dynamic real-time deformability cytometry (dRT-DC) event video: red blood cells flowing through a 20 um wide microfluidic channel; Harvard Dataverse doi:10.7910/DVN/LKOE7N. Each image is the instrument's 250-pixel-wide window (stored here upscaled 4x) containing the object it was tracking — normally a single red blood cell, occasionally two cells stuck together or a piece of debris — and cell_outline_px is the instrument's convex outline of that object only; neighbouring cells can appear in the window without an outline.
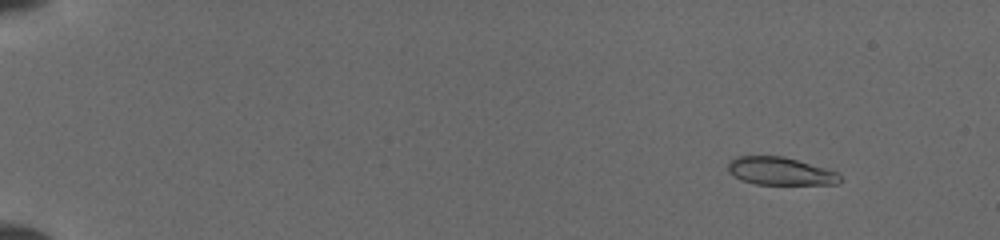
{"species": "common noctule bat (a hibernating species)", "species_latin": "Nyctalus noctula", "temperature_condition": "cold", "stored_images_in_passage": 7, "camera_frame_rate_fps": 3000, "um_per_image_px": 0.085, "animal": {"sex": "female", "body_mass_g": 19.5, "forearm_length_mm": 54.1}, "frame": {"image": 1, "passage_image": 2, "time_ms": 0.667, "image_size_px": [1000, 240], "cell_outline_px": [[840, 180], [836, 184], [756, 184], [740, 180], [728, 172], [728, 160], [736, 156], [784, 156], [824, 168], [836, 172], [840, 176]], "centroid_in_image_um": [66.25, 14.54], "position_along_channel_um": 18.8, "area_um2": 18.09}}
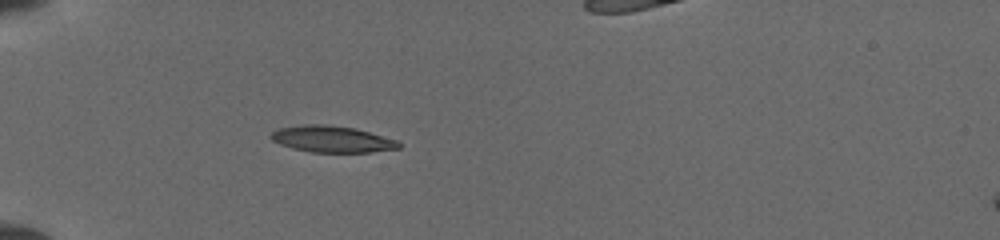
{"frame": {"image": 2, "passage_image": 7, "time_ms": 4.667, "image_size_px": [1000, 240], "cell_outline_px": [[400, 148], [372, 152], [312, 152], [292, 148], [280, 144], [272, 140], [268, 136], [276, 128], [304, 124], [324, 124], [356, 128], [396, 140], [400, 144]], "centroid_in_image_um": [28.17, 11.82], "position_along_channel_um": 56.8, "area_um2": 19.77}}